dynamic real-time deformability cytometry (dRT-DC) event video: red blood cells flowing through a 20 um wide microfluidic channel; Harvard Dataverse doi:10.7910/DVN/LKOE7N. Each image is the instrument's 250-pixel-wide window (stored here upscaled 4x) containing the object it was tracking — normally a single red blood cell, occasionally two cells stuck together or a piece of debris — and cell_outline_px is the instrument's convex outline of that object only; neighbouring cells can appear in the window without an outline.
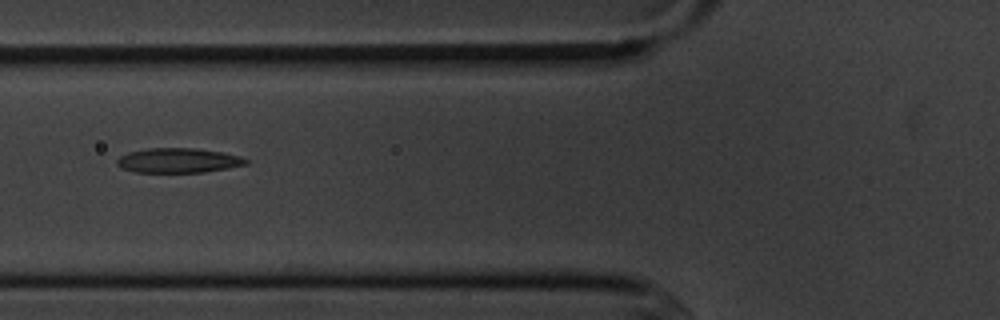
{"species": "common noctule bat (a hibernating species)", "species_latin": "Nyctalus noctula", "temperature_condition": "cold", "stored_images_in_passage": 7, "camera_frame_rate_fps": 3000, "um_per_image_px": 0.085, "animal": {"sex": "male", "body_mass_g": 20.1, "forearm_length_mm": 53.5}, "frame": {"image": 1, "passage_image": 6, "time_ms": 5.667, "image_size_px": [1000, 320], "cell_outline_px": [[248, 164], [228, 168], [204, 172], [132, 172], [120, 168], [116, 164], [116, 160], [120, 156], [128, 152], [148, 148], [196, 148], [224, 152], [240, 156], [248, 160]], "centroid_in_image_um": [15.14, 13.64], "position_along_channel_um": 110.7, "area_um2": 18.73}}
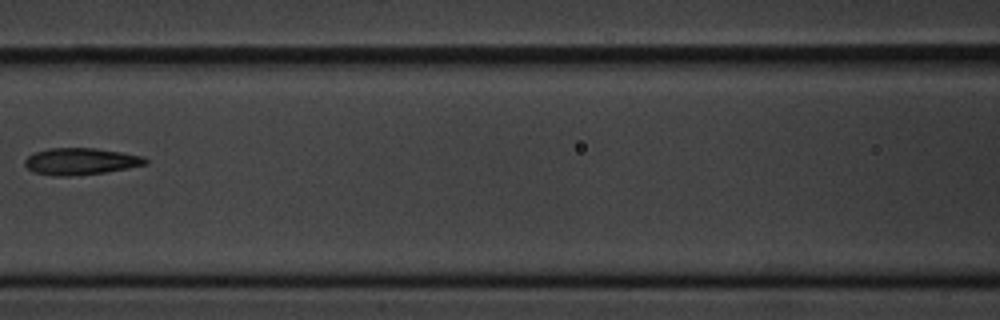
{"frame": {"image": 2, "passage_image": 7, "time_ms": 7.0, "image_size_px": [1000, 320], "cell_outline_px": [[148, 164], [128, 168], [104, 172], [68, 176], [56, 176], [32, 172], [24, 164], [24, 160], [28, 156], [36, 152], [48, 148], [96, 148], [144, 156], [148, 160]], "centroid_in_image_um": [6.86, 13.71], "position_along_channel_um": 159.7, "area_um2": 18.79}}